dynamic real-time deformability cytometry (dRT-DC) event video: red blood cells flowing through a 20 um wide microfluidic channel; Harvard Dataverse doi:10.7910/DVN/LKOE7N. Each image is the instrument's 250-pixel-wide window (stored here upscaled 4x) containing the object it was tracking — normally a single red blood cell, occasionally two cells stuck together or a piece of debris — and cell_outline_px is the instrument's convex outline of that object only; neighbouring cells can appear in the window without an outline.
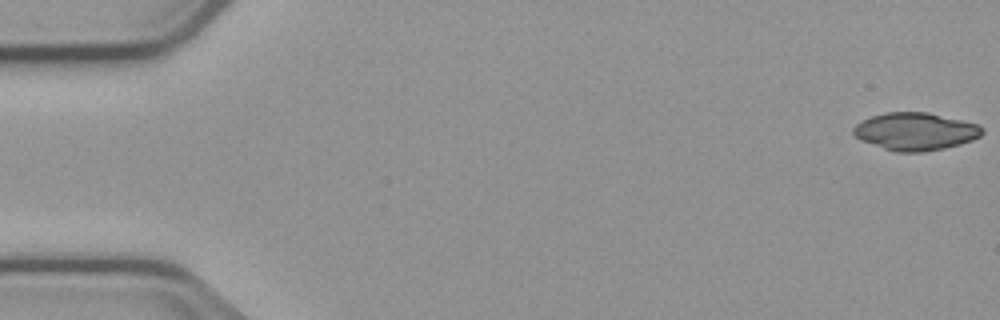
{"species": "common noctule bat (a hibernating species)", "species_latin": "Nyctalus noctula", "temperature_condition": "cold", "stored_images_in_passage": 5, "camera_frame_rate_fps": 3000, "um_per_image_px": 0.085, "animal": {"sex": "male", "body_mass_g": 23.1, "forearm_length_mm": 52.7}, "frame": {"image": 1, "passage_image": 1, "time_ms": 0.0, "image_size_px": [1000, 320], "cell_outline_px": [[984, 132], [980, 136], [972, 140], [960, 144], [944, 148], [924, 152], [896, 152], [860, 140], [852, 132], [852, 128], [856, 124], [872, 116], [884, 112], [928, 112], [980, 124], [984, 128]], "centroid_in_image_um": [77.84, 11.17], "position_along_channel_um": 7.2, "area_um2": 28.32}}